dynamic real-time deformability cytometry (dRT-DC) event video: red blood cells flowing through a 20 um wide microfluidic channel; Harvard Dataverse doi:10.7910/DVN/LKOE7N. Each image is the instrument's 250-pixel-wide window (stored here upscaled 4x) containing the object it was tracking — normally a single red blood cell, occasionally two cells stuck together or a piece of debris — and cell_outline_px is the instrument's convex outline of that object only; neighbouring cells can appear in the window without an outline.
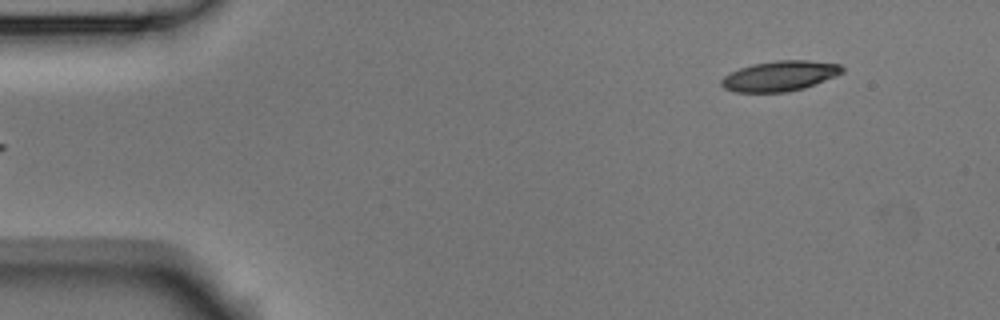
{"species": "Egyptian fruit bat (a non-hibernating species)", "species_latin": "Rousettus aegyptiacus", "temperature_condition": "room temperature", "stored_images_in_passage": 6, "segment_of_instrument_passage": [2, 2], "camera_frame_rate_fps": 3000, "um_per_image_px": 0.085, "animal": {"sex": "male"}, "frame": {"image": 1, "passage_image": 6, "time_ms": 1.667, "image_size_px": [1000, 320], "cell_outline_px": [[844, 72], [836, 76], [804, 88], [788, 92], [736, 92], [724, 88], [720, 84], [720, 80], [724, 76], [740, 68], [752, 64], [776, 60], [808, 60], [840, 64], [844, 68]], "centroid_in_image_um": [66.3, 6.45], "position_along_channel_um": 18.7, "area_um2": 21.33}}